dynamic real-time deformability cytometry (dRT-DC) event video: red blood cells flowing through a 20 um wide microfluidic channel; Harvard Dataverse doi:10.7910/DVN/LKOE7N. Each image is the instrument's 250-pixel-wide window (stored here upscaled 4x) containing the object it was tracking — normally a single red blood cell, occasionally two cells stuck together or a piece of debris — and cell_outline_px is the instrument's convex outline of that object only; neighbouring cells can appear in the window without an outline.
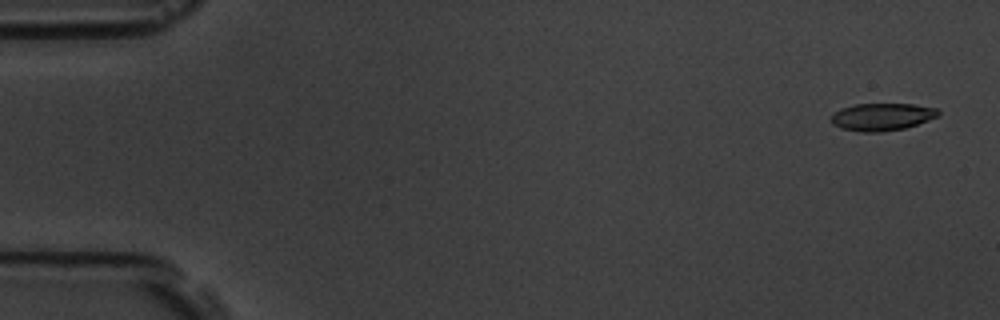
{"species": "common noctule bat (a hibernating species)", "species_latin": "Nyctalus noctula", "temperature_condition": "room temperature", "stored_images_in_passage": 5, "camera_frame_rate_fps": 3000, "um_per_image_px": 0.085, "animal": {"sex": "male", "body_mass_g": 19.5, "forearm_length_mm": 54.6}, "frame": {"image": 1, "passage_image": 1, "time_ms": 0.0, "image_size_px": [1000, 320], "cell_outline_px": [[940, 116], [904, 128], [880, 132], [860, 132], [840, 128], [832, 124], [832, 116], [840, 108], [856, 104], [912, 104], [936, 108], [940, 112]], "centroid_in_image_um": [74.97, 9.93], "position_along_channel_um": 10.0, "area_um2": 17.05}}
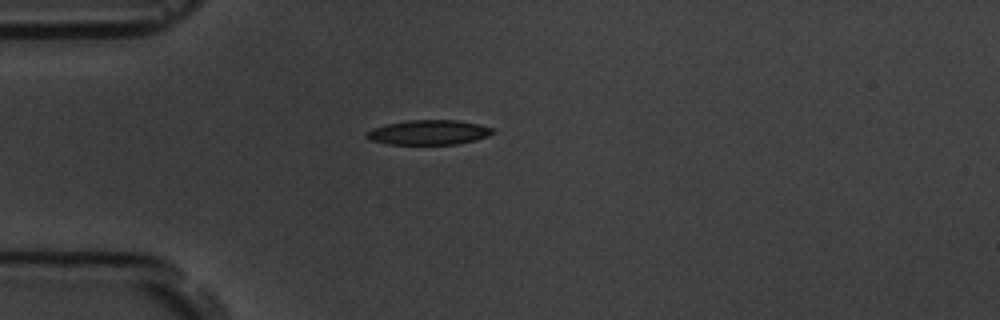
{"frame": {"image": 2, "passage_image": 5, "time_ms": 4.333, "image_size_px": [1000, 320], "cell_outline_px": [[496, 132], [488, 136], [476, 140], [456, 144], [388, 144], [372, 140], [364, 136], [364, 132], [372, 128], [388, 124], [408, 120], [460, 120], [480, 124], [492, 128]], "centroid_in_image_um": [36.46, 11.25], "position_along_channel_um": 48.5, "area_um2": 18.26}}